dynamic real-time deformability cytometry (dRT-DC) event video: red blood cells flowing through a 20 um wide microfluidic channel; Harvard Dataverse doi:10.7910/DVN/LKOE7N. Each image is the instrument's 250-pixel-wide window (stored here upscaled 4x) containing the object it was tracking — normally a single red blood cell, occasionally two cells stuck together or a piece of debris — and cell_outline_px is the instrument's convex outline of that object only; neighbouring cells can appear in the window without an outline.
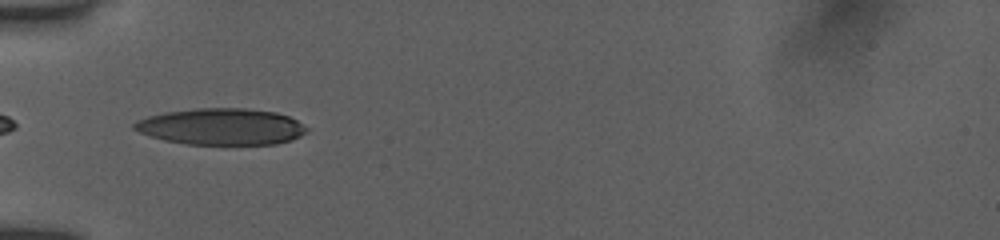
{"species": "human", "species_latin": "Homo sapiens", "temperature_condition": "room temperature", "stored_images_in_passage": 34, "camera_frame_rate_fps": 3000, "um_per_image_px": 0.085, "donor": {"sex": "female"}, "frame": {"image": 1, "passage_image": 1, "time_ms": 0.0, "image_size_px": [1000, 240], "cell_outline_px": [[308, 132], [292, 140], [276, 144], [188, 144], [164, 140], [140, 132], [132, 128], [132, 124], [136, 120], [148, 116], [164, 112], [196, 108], [244, 108], [276, 112], [288, 116], [296, 120], [308, 128]], "centroid_in_image_um": [18.82, 10.76], "position_along_channel_um": 66.2, "area_um2": 36.7}}
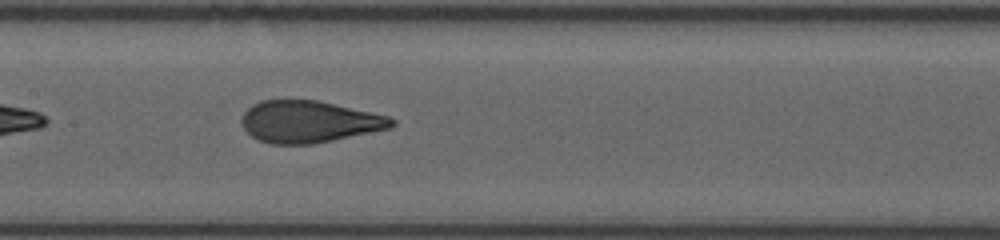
{"frame": {"image": 2, "passage_image": 10, "time_ms": 3.0, "image_size_px": [1000, 240], "cell_outline_px": [[396, 124], [392, 128], [312, 144], [272, 144], [260, 140], [252, 136], [244, 128], [240, 120], [240, 116], [252, 104], [260, 100], [316, 100], [388, 116], [396, 120]], "centroid_in_image_um": [26.26, 10.34], "position_along_channel_um": 181.1, "area_um2": 36.47}}
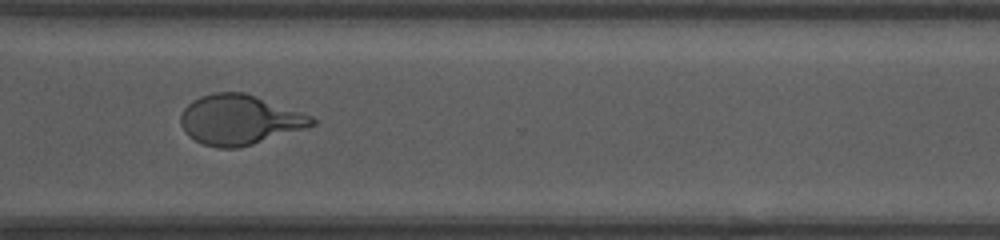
{"frame": {"image": 3, "passage_image": 23, "time_ms": 7.333, "image_size_px": [1000, 240], "cell_outline_px": [[316, 124], [304, 128], [252, 144], [236, 148], [220, 148], [204, 144], [188, 136], [184, 132], [180, 124], [180, 116], [184, 108], [192, 100], [200, 96], [216, 92], [244, 92], [256, 96], [312, 116], [316, 120]], "centroid_in_image_um": [20.31, 10.17], "position_along_channel_um": 350.3, "area_um2": 37.8}, "authors_computed_cell_mechanics": {"area_um2": 37.7434, "velocity_mm_per_s": 3.9215, "shape_relaxation_time_tau1_ms": 5.7203, "shape_relaxation_time_tau2_ms": null, "deformation_change_tau1": 0.2239, "deformation_change_tau2": null}}